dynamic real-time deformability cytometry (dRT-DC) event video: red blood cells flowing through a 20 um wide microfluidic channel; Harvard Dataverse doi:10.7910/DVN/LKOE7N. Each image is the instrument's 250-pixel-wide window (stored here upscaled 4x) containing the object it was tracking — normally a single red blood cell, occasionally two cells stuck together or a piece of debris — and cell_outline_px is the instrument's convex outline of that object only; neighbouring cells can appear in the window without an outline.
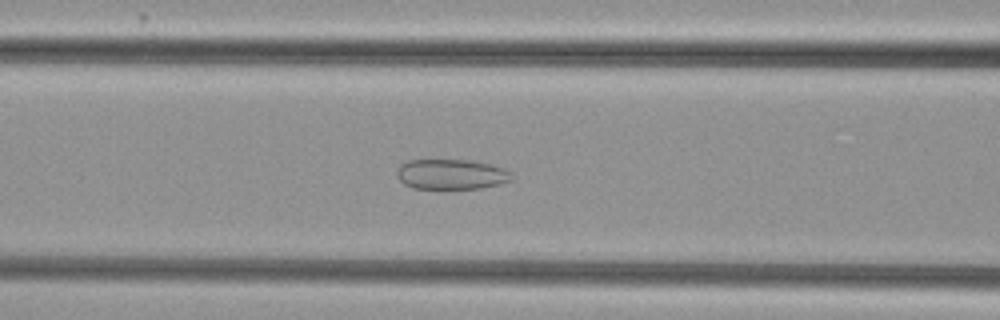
{"species": "common noctule bat (a hibernating species)", "species_latin": "Nyctalus noctula", "temperature_condition": "cold", "stored_images_in_passage": 53, "camera_frame_rate_fps": 3000, "um_per_image_px": 0.085, "animal": {"sex": "female", "body_mass_g": 29.2, "forearm_length_mm": 56.3}, "frame": {"image": 1, "passage_image": 22, "time_ms": 7.0, "image_size_px": [1000, 320], "cell_outline_px": [[512, 180], [500, 184], [480, 188], [412, 188], [404, 184], [396, 176], [396, 172], [400, 164], [408, 160], [468, 160], [492, 164], [504, 168], [508, 172]], "centroid_in_image_um": [38.32, 14.81], "position_along_channel_um": 128.3, "area_um2": 20.11}}
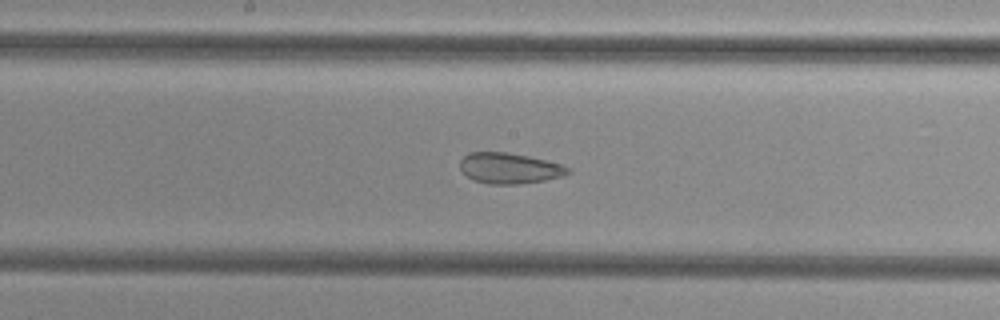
{"frame": {"image": 2, "passage_image": 28, "time_ms": 9.0, "image_size_px": [1000, 320], "cell_outline_px": [[572, 172], [564, 176], [544, 180], [516, 184], [488, 184], [472, 180], [460, 168], [460, 160], [468, 152], [504, 152], [528, 156], [560, 164], [572, 168]], "centroid_in_image_um": [43.31, 14.3], "position_along_channel_um": 204.9, "area_um2": 19.31}}
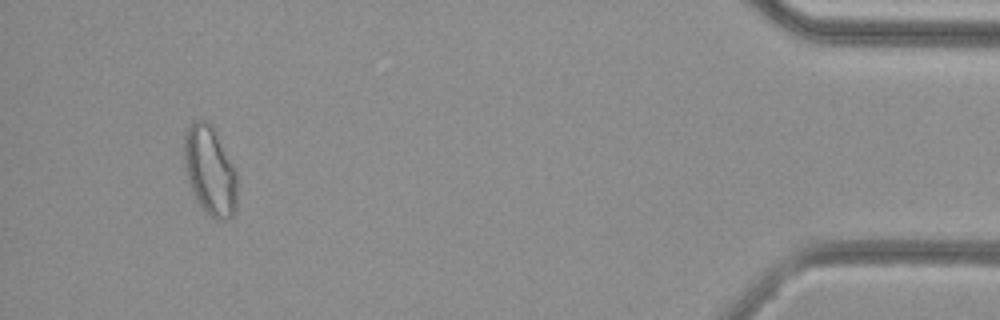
{"frame": {"image": 3, "passage_image": 50, "time_ms": 16.333, "image_size_px": [1000, 320], "cell_outline_px": [[236, 212], [228, 220], [216, 220], [208, 216], [196, 200], [192, 192], [184, 168], [184, 132], [196, 120], [208, 120], [216, 128], [236, 172]], "centroid_in_image_um": [17.84, 14.51], "position_along_channel_um": 417.4, "area_um2": 28.09}, "authors_computed_cell_mechanics": {"area_um2": 24.854, "velocity_mm_per_s": 3.8319, "shape_relaxation_time_tau1_ms": null, "shape_relaxation_time_tau2_ms": 1.8543, "deformation_change_tau1": null, "deformation_change_tau2": 0.0864}}